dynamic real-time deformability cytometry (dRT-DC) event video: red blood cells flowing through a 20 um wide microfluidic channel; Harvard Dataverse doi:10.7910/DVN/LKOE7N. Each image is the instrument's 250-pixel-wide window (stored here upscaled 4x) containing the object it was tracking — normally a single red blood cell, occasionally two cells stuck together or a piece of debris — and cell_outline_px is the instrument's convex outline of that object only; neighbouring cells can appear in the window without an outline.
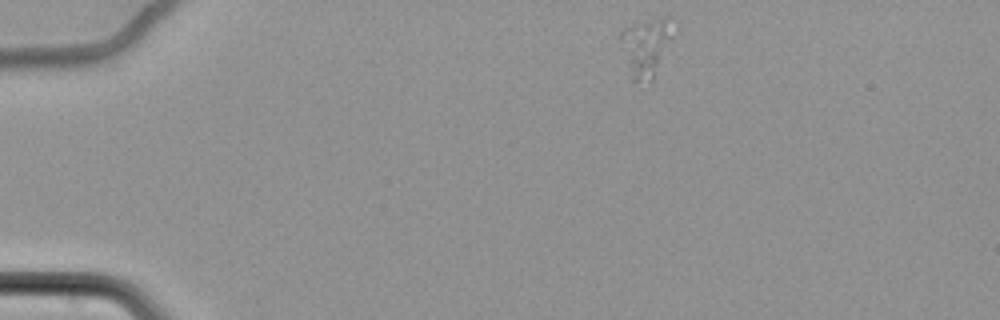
{"species": "common noctule bat (a hibernating species)", "species_latin": "Nyctalus noctula", "temperature_condition": "cold", "stored_images_in_passage": 50, "camera_frame_rate_fps": 3000, "um_per_image_px": 0.085, "animal": {"sex": "female", "body_mass_g": 22.7, "forearm_length_mm": 54.2}, "frame": {"image": 1, "passage_image": 1, "time_ms": 0.0, "image_size_px": [1000, 320], "cell_outline_px": [[672, 36], [652, 80], [632, 80], [616, 36], [624, 28], [664, 16], [668, 16]], "centroid_in_image_um": [54.82, 3.98], "position_along_channel_um": 30.2, "area_um2": 17.22}}
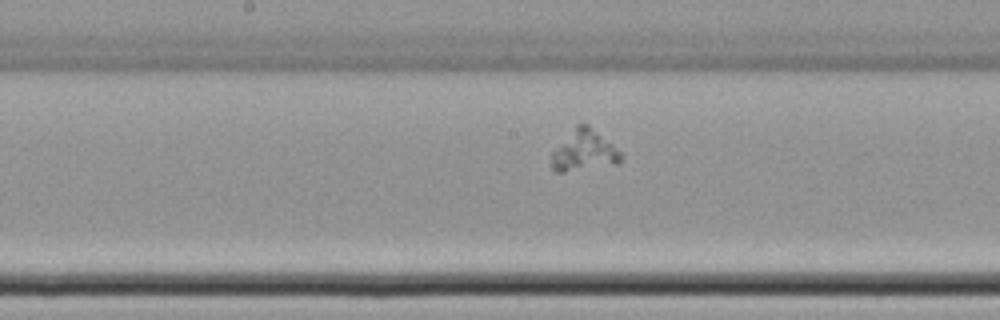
{"frame": {"image": 2, "passage_image": 22, "time_ms": 7.0, "image_size_px": [1000, 320], "cell_outline_px": [[624, 156], [616, 164], [564, 172], [556, 172], [552, 168], [552, 152], [576, 124], [588, 124], [612, 144]], "centroid_in_image_um": [49.64, 12.81], "position_along_channel_um": 198.6, "area_um2": 16.3}}
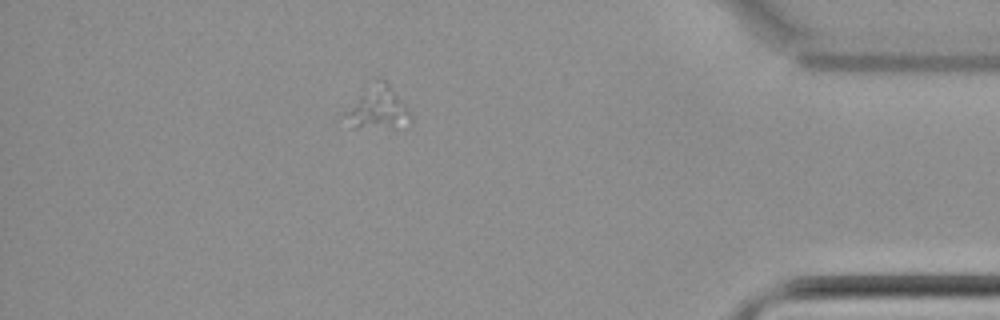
{"frame": {"image": 3, "passage_image": 43, "time_ms": 14.0, "image_size_px": [1000, 320], "cell_outline_px": [[412, 124], [392, 128], [352, 128], [340, 112], [376, 80], [384, 80], [388, 84], [408, 112]], "centroid_in_image_um": [32.02, 9.25], "position_along_channel_um": 403.2, "area_um2": 16.07}}